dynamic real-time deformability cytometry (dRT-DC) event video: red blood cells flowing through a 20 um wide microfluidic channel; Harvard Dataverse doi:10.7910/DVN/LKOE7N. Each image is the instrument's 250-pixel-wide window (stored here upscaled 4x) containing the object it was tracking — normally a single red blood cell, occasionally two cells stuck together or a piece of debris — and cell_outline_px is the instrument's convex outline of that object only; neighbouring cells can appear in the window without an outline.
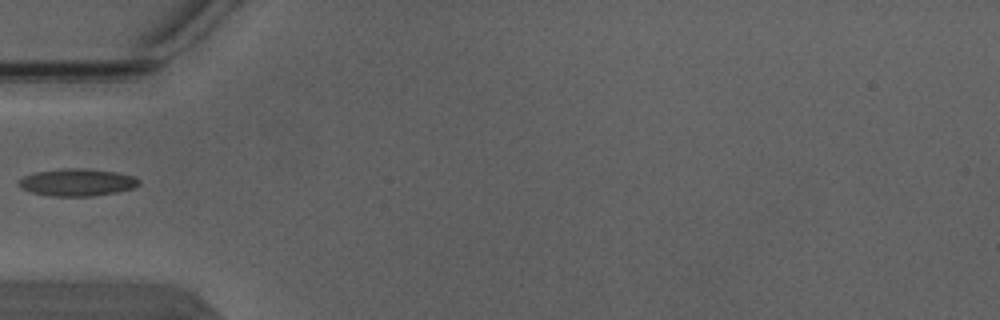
{"species": "Egyptian fruit bat (a non-hibernating species)", "species_latin": "Rousettus aegyptiacus", "temperature_condition": "warm", "stored_images_in_passage": 2, "camera_frame_rate_fps": 3000, "um_per_image_px": 0.085, "animal": {"sex": "male"}, "frame": {"image": 1, "passage_image": 2, "time_ms": 0.333, "image_size_px": [1000, 320], "cell_outline_px": [[140, 184], [136, 188], [116, 192], [92, 196], [52, 196], [28, 192], [20, 188], [16, 180], [24, 176], [36, 172], [68, 168], [84, 168], [116, 172], [132, 176], [140, 180]], "centroid_in_image_um": [6.54, 15.51], "position_along_channel_um": 78.5, "area_um2": 19.25}}